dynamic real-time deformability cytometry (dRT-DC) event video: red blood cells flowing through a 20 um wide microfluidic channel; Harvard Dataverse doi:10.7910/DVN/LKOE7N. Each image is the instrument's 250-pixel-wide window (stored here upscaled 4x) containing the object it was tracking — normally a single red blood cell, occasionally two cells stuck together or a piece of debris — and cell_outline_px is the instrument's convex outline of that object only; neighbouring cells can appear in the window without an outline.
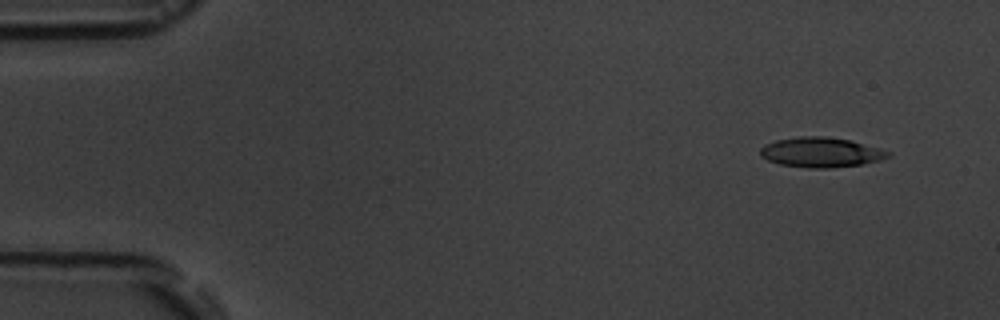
{"species": "common noctule bat (a hibernating species)", "species_latin": "Nyctalus noctula", "temperature_condition": "room temperature", "stored_images_in_passage": 6, "camera_frame_rate_fps": 3000, "um_per_image_px": 0.085, "animal": {"sex": "male", "body_mass_g": 19.5, "forearm_length_mm": 54.6}, "frame": {"image": 1, "passage_image": 2, "time_ms": 1.0, "image_size_px": [1000, 320], "cell_outline_px": [[892, 156], [880, 160], [864, 164], [828, 168], [808, 168], [780, 164], [768, 160], [760, 156], [760, 148], [764, 144], [776, 140], [800, 136], [824, 136], [848, 140], [880, 148], [892, 152]], "centroid_in_image_um": [69.79, 12.95], "position_along_channel_um": 15.2, "area_um2": 22.37}}
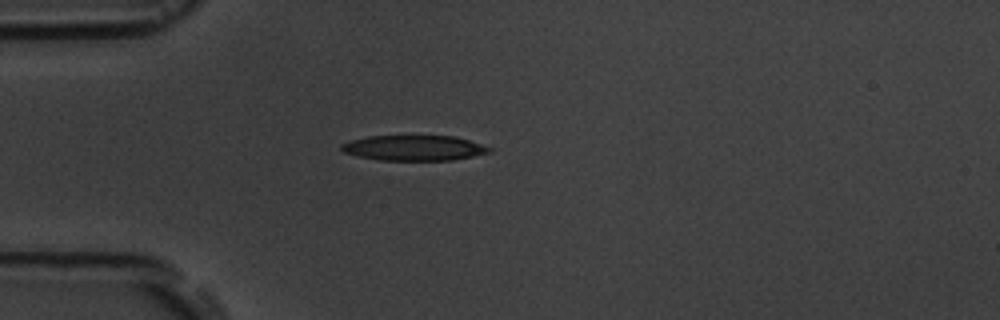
{"frame": {"image": 2, "passage_image": 5, "time_ms": 4.667, "image_size_px": [1000, 320], "cell_outline_px": [[492, 152], [452, 160], [380, 160], [360, 156], [344, 152], [340, 148], [340, 144], [352, 140], [368, 136], [456, 136], [492, 148]], "centroid_in_image_um": [35.2, 12.57], "position_along_channel_um": 49.8, "area_um2": 21.62}}